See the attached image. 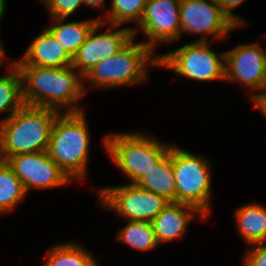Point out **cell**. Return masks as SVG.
<instances>
[{"label": "cell", "mask_w": 266, "mask_h": 266, "mask_svg": "<svg viewBox=\"0 0 266 266\" xmlns=\"http://www.w3.org/2000/svg\"><path fill=\"white\" fill-rule=\"evenodd\" d=\"M22 75L23 100L25 105L51 108L62 113H79L75 105L84 95L83 76L68 67H40L16 65ZM81 77V78H80ZM67 107V108H66Z\"/></svg>", "instance_id": "6da1fadb"}, {"label": "cell", "mask_w": 266, "mask_h": 266, "mask_svg": "<svg viewBox=\"0 0 266 266\" xmlns=\"http://www.w3.org/2000/svg\"><path fill=\"white\" fill-rule=\"evenodd\" d=\"M51 108L24 105L4 122H0V158L6 161L16 154L45 151L56 117Z\"/></svg>", "instance_id": "7a4b0ae2"}, {"label": "cell", "mask_w": 266, "mask_h": 266, "mask_svg": "<svg viewBox=\"0 0 266 266\" xmlns=\"http://www.w3.org/2000/svg\"><path fill=\"white\" fill-rule=\"evenodd\" d=\"M83 112L60 113L53 124L47 148L50 158L70 180L83 179L87 160L90 161V137Z\"/></svg>", "instance_id": "3957f363"}, {"label": "cell", "mask_w": 266, "mask_h": 266, "mask_svg": "<svg viewBox=\"0 0 266 266\" xmlns=\"http://www.w3.org/2000/svg\"><path fill=\"white\" fill-rule=\"evenodd\" d=\"M134 42L133 38L115 56L99 62L83 79L90 81L91 87L96 88L145 82L148 66H158V57L153 58V51L143 42Z\"/></svg>", "instance_id": "277c9868"}, {"label": "cell", "mask_w": 266, "mask_h": 266, "mask_svg": "<svg viewBox=\"0 0 266 266\" xmlns=\"http://www.w3.org/2000/svg\"><path fill=\"white\" fill-rule=\"evenodd\" d=\"M103 143L114 164L131 179L130 184L135 185L171 147L140 133H112L104 137Z\"/></svg>", "instance_id": "5b68a950"}, {"label": "cell", "mask_w": 266, "mask_h": 266, "mask_svg": "<svg viewBox=\"0 0 266 266\" xmlns=\"http://www.w3.org/2000/svg\"><path fill=\"white\" fill-rule=\"evenodd\" d=\"M176 202L196 207L204 216L210 211L211 175L207 159L172 146Z\"/></svg>", "instance_id": "8992f818"}, {"label": "cell", "mask_w": 266, "mask_h": 266, "mask_svg": "<svg viewBox=\"0 0 266 266\" xmlns=\"http://www.w3.org/2000/svg\"><path fill=\"white\" fill-rule=\"evenodd\" d=\"M208 37L183 45L158 56V66L196 81L225 80V53L217 55L208 45Z\"/></svg>", "instance_id": "52a82bcc"}, {"label": "cell", "mask_w": 266, "mask_h": 266, "mask_svg": "<svg viewBox=\"0 0 266 266\" xmlns=\"http://www.w3.org/2000/svg\"><path fill=\"white\" fill-rule=\"evenodd\" d=\"M100 202L128 220L151 222L170 202L161 195L135 184L96 190Z\"/></svg>", "instance_id": "ba28073f"}, {"label": "cell", "mask_w": 266, "mask_h": 266, "mask_svg": "<svg viewBox=\"0 0 266 266\" xmlns=\"http://www.w3.org/2000/svg\"><path fill=\"white\" fill-rule=\"evenodd\" d=\"M103 22L98 21L89 32L85 43L79 48L72 60V67L78 68V72L83 78L102 60L115 56L133 38L132 28L111 30L118 25H108L109 29L102 34L96 35L97 30L103 26ZM111 28V29H110Z\"/></svg>", "instance_id": "9c48e42d"}, {"label": "cell", "mask_w": 266, "mask_h": 266, "mask_svg": "<svg viewBox=\"0 0 266 266\" xmlns=\"http://www.w3.org/2000/svg\"><path fill=\"white\" fill-rule=\"evenodd\" d=\"M180 2L181 0H148L137 28L132 29L134 38L137 29H141L148 39L143 43L152 51L157 46L156 42L171 43L179 39Z\"/></svg>", "instance_id": "30bf717a"}, {"label": "cell", "mask_w": 266, "mask_h": 266, "mask_svg": "<svg viewBox=\"0 0 266 266\" xmlns=\"http://www.w3.org/2000/svg\"><path fill=\"white\" fill-rule=\"evenodd\" d=\"M22 182L26 192L30 188L45 189L70 183V179L50 158L47 150L16 154L6 160Z\"/></svg>", "instance_id": "8fae6325"}, {"label": "cell", "mask_w": 266, "mask_h": 266, "mask_svg": "<svg viewBox=\"0 0 266 266\" xmlns=\"http://www.w3.org/2000/svg\"><path fill=\"white\" fill-rule=\"evenodd\" d=\"M180 26L181 34H210L214 38L238 28L215 0H181Z\"/></svg>", "instance_id": "7c38bea8"}, {"label": "cell", "mask_w": 266, "mask_h": 266, "mask_svg": "<svg viewBox=\"0 0 266 266\" xmlns=\"http://www.w3.org/2000/svg\"><path fill=\"white\" fill-rule=\"evenodd\" d=\"M225 66V81H239L241 87L255 91L266 88V52L260 44H242L225 52Z\"/></svg>", "instance_id": "4fadbf2b"}, {"label": "cell", "mask_w": 266, "mask_h": 266, "mask_svg": "<svg viewBox=\"0 0 266 266\" xmlns=\"http://www.w3.org/2000/svg\"><path fill=\"white\" fill-rule=\"evenodd\" d=\"M195 211L197 212V215L200 213L201 218L205 217L192 205L180 202H170L151 221L158 244L182 238L183 234L188 231L186 230L188 223L192 221L193 217H195Z\"/></svg>", "instance_id": "5bb4252c"}, {"label": "cell", "mask_w": 266, "mask_h": 266, "mask_svg": "<svg viewBox=\"0 0 266 266\" xmlns=\"http://www.w3.org/2000/svg\"><path fill=\"white\" fill-rule=\"evenodd\" d=\"M72 60L73 58L46 28L30 43L22 59L13 62L16 65L68 67L72 66Z\"/></svg>", "instance_id": "9a60e30c"}, {"label": "cell", "mask_w": 266, "mask_h": 266, "mask_svg": "<svg viewBox=\"0 0 266 266\" xmlns=\"http://www.w3.org/2000/svg\"><path fill=\"white\" fill-rule=\"evenodd\" d=\"M138 187L161 195L169 202H176V185L172 167V146L158 161L157 165L146 173L137 184Z\"/></svg>", "instance_id": "2e32d148"}, {"label": "cell", "mask_w": 266, "mask_h": 266, "mask_svg": "<svg viewBox=\"0 0 266 266\" xmlns=\"http://www.w3.org/2000/svg\"><path fill=\"white\" fill-rule=\"evenodd\" d=\"M237 227L248 245L266 243V208L261 204L249 203L236 212Z\"/></svg>", "instance_id": "e0dca14e"}, {"label": "cell", "mask_w": 266, "mask_h": 266, "mask_svg": "<svg viewBox=\"0 0 266 266\" xmlns=\"http://www.w3.org/2000/svg\"><path fill=\"white\" fill-rule=\"evenodd\" d=\"M54 25L47 28L56 40L62 45V48L73 58L79 48L85 43V40L100 19L62 23L65 18H52Z\"/></svg>", "instance_id": "ac0fdd59"}, {"label": "cell", "mask_w": 266, "mask_h": 266, "mask_svg": "<svg viewBox=\"0 0 266 266\" xmlns=\"http://www.w3.org/2000/svg\"><path fill=\"white\" fill-rule=\"evenodd\" d=\"M10 64V73L0 77V113H9L1 122L6 121L25 105L21 72L14 62Z\"/></svg>", "instance_id": "d6986e66"}, {"label": "cell", "mask_w": 266, "mask_h": 266, "mask_svg": "<svg viewBox=\"0 0 266 266\" xmlns=\"http://www.w3.org/2000/svg\"><path fill=\"white\" fill-rule=\"evenodd\" d=\"M43 266H98L92 254L77 243H64L52 247Z\"/></svg>", "instance_id": "ffe728a7"}, {"label": "cell", "mask_w": 266, "mask_h": 266, "mask_svg": "<svg viewBox=\"0 0 266 266\" xmlns=\"http://www.w3.org/2000/svg\"><path fill=\"white\" fill-rule=\"evenodd\" d=\"M27 194L22 182L6 161L0 160V213L12 210Z\"/></svg>", "instance_id": "44dd1931"}, {"label": "cell", "mask_w": 266, "mask_h": 266, "mask_svg": "<svg viewBox=\"0 0 266 266\" xmlns=\"http://www.w3.org/2000/svg\"><path fill=\"white\" fill-rule=\"evenodd\" d=\"M117 238L138 251H147L158 245L152 224L147 221L129 220Z\"/></svg>", "instance_id": "7402d4cb"}, {"label": "cell", "mask_w": 266, "mask_h": 266, "mask_svg": "<svg viewBox=\"0 0 266 266\" xmlns=\"http://www.w3.org/2000/svg\"><path fill=\"white\" fill-rule=\"evenodd\" d=\"M147 2L148 0H112V8L107 10L108 20L100 18V21L104 24L108 21V24L118 26L129 21H136L138 24Z\"/></svg>", "instance_id": "603a6c76"}, {"label": "cell", "mask_w": 266, "mask_h": 266, "mask_svg": "<svg viewBox=\"0 0 266 266\" xmlns=\"http://www.w3.org/2000/svg\"><path fill=\"white\" fill-rule=\"evenodd\" d=\"M52 18H67L83 3V0H43Z\"/></svg>", "instance_id": "cb8c5ba5"}, {"label": "cell", "mask_w": 266, "mask_h": 266, "mask_svg": "<svg viewBox=\"0 0 266 266\" xmlns=\"http://www.w3.org/2000/svg\"><path fill=\"white\" fill-rule=\"evenodd\" d=\"M252 247L244 257L242 266H266V243L254 244Z\"/></svg>", "instance_id": "d4e9b609"}, {"label": "cell", "mask_w": 266, "mask_h": 266, "mask_svg": "<svg viewBox=\"0 0 266 266\" xmlns=\"http://www.w3.org/2000/svg\"><path fill=\"white\" fill-rule=\"evenodd\" d=\"M222 8L223 13L238 27H242L245 23L241 17L232 14V11L236 6L240 5L245 0H215Z\"/></svg>", "instance_id": "484cf974"}, {"label": "cell", "mask_w": 266, "mask_h": 266, "mask_svg": "<svg viewBox=\"0 0 266 266\" xmlns=\"http://www.w3.org/2000/svg\"><path fill=\"white\" fill-rule=\"evenodd\" d=\"M263 92V93H262ZM261 92V94L252 95L251 100L257 108L266 117V88Z\"/></svg>", "instance_id": "4316f807"}, {"label": "cell", "mask_w": 266, "mask_h": 266, "mask_svg": "<svg viewBox=\"0 0 266 266\" xmlns=\"http://www.w3.org/2000/svg\"><path fill=\"white\" fill-rule=\"evenodd\" d=\"M104 2V0H83L84 5H87L88 7H98L101 9L104 7Z\"/></svg>", "instance_id": "83f0119b"}, {"label": "cell", "mask_w": 266, "mask_h": 266, "mask_svg": "<svg viewBox=\"0 0 266 266\" xmlns=\"http://www.w3.org/2000/svg\"><path fill=\"white\" fill-rule=\"evenodd\" d=\"M6 6V0H0V19L3 16V13L5 12Z\"/></svg>", "instance_id": "f1b7e54d"}, {"label": "cell", "mask_w": 266, "mask_h": 266, "mask_svg": "<svg viewBox=\"0 0 266 266\" xmlns=\"http://www.w3.org/2000/svg\"><path fill=\"white\" fill-rule=\"evenodd\" d=\"M4 55H5V50H4V48H3L2 44H1V41H0V64L2 63V59H4L3 58Z\"/></svg>", "instance_id": "f546056e"}]
</instances>
